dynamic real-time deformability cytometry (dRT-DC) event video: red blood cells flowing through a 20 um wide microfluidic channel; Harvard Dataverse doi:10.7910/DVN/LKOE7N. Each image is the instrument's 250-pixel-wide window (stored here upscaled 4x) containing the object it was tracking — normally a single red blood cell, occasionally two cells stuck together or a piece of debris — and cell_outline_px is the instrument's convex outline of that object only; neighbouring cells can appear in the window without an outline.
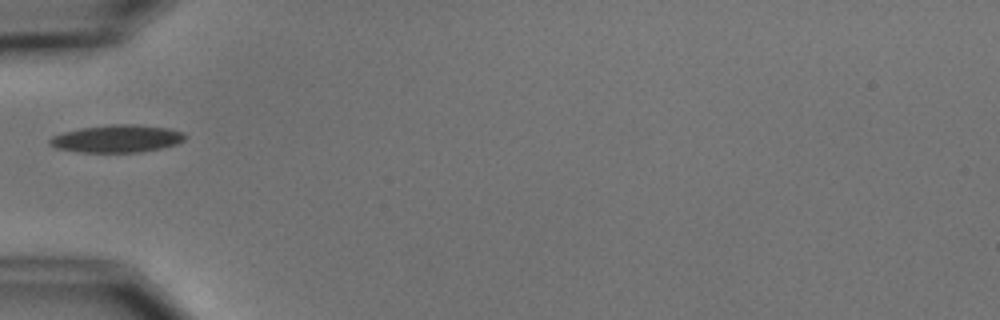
{"species": "common noctule bat (a hibernating species)", "species_latin": "Nyctalus noctula", "temperature_condition": "cold", "stored_images_in_passage": 2, "camera_frame_rate_fps": 3000, "um_per_image_px": 0.085, "animal": {"sex": "male", "body_mass_g": 15.6}, "frame": {"image": 1, "passage_image": 1, "time_ms": 0.0, "image_size_px": [1000, 320], "cell_outline_px": [[188, 136], [184, 140], [176, 144], [160, 148], [140, 152], [80, 152], [56, 148], [48, 144], [48, 140], [52, 136], [64, 132], [80, 128], [108, 124], [132, 124], [168, 128], [184, 132]], "centroid_in_image_um": [9.94, 11.78], "position_along_channel_um": 75.1, "area_um2": 21.79}}